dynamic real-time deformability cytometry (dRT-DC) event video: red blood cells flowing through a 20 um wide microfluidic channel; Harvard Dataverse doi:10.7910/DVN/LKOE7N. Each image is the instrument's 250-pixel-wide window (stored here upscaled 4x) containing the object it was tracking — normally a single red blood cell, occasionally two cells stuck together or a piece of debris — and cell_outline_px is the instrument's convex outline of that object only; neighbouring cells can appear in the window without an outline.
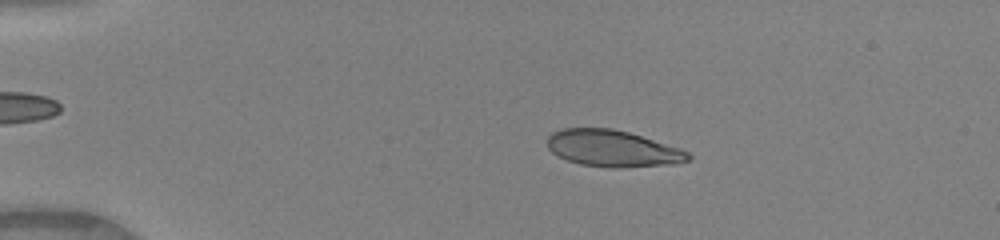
{"species": "human", "species_latin": "Homo sapiens", "temperature_condition": "warm", "stored_images_in_passage": 49, "camera_frame_rate_fps": 3000, "um_per_image_px": 0.085, "donor": {"sex": "female"}, "frame": {"image": 1, "passage_image": 10, "time_ms": 3.0, "image_size_px": [1000, 240], "cell_outline_px": [[692, 160], [676, 164], [620, 168], [612, 168], [580, 164], [568, 160], [552, 152], [548, 148], [548, 136], [552, 132], [560, 128], [612, 128], [628, 132], [680, 148], [688, 152], [692, 156]], "centroid_in_image_um": [52.11, 12.63], "position_along_channel_um": 32.9, "area_um2": 30.17}}
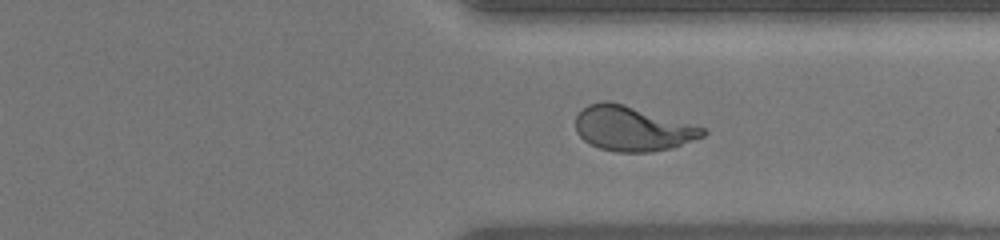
{"frame": {"image": 2, "passage_image": 38, "time_ms": 12.333, "image_size_px": [1000, 240], "cell_outline_px": [[708, 132], [704, 136], [672, 148], [652, 152], [616, 152], [600, 148], [584, 140], [576, 132], [576, 116], [588, 104], [600, 100], [608, 100], [624, 104], [704, 128]], "centroid_in_image_um": [53.73, 10.93], "position_along_channel_um": 357.7, "area_um2": 33.0}}
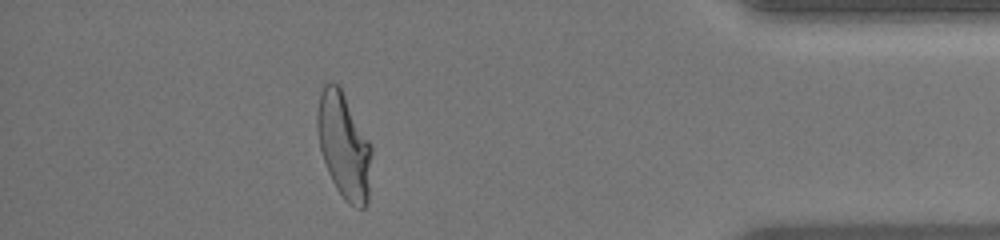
{"frame": {"image": 3, "passage_image": 44, "time_ms": 14.333, "image_size_px": [1000, 240], "cell_outline_px": [[372, 152], [368, 200], [364, 208], [356, 208], [348, 204], [344, 200], [336, 188], [328, 172], [320, 148], [316, 128], [316, 116], [320, 92], [324, 84], [328, 80], [336, 84], [340, 88], [372, 144]], "centroid_in_image_um": [29.23, 12.4], "position_along_channel_um": 406.0, "area_um2": 33.64}, "authors_computed_cell_mechanics": {"area_um2": 32.4836, "velocity_mm_per_s": 4.1558, "shape_relaxation_time_tau1_ms": 3.6686, "shape_relaxation_time_tau2_ms": null, "deformation_change_tau1": 0.2119, "deformation_change_tau2": null}}